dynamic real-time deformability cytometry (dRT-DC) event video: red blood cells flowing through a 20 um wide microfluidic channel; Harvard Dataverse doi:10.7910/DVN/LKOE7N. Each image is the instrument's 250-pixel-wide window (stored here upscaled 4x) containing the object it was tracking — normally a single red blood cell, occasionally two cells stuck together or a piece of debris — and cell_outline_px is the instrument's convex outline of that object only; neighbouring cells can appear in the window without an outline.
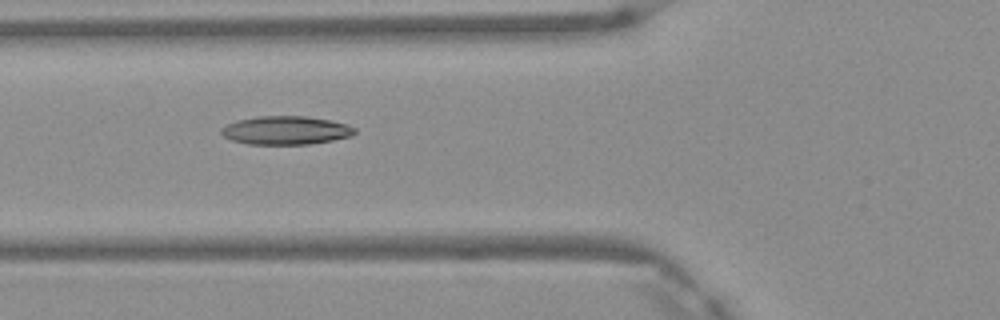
{"species": "Egyptian fruit bat (a non-hibernating species)", "species_latin": "Rousettus aegyptiacus", "temperature_condition": "warm", "stored_images_in_passage": 5, "camera_frame_rate_fps": 3000, "um_per_image_px": 0.085, "frame": {"image": 1, "passage_image": 5, "time_ms": 1.333, "image_size_px": [1000, 320], "cell_outline_px": [[356, 132], [352, 136], [332, 140], [308, 144], [248, 144], [232, 140], [224, 136], [220, 132], [220, 128], [236, 120], [260, 116], [308, 116], [348, 124], [356, 128]], "centroid_in_image_um": [24.3, 11.07], "position_along_channel_um": 101.5, "area_um2": 22.14}}